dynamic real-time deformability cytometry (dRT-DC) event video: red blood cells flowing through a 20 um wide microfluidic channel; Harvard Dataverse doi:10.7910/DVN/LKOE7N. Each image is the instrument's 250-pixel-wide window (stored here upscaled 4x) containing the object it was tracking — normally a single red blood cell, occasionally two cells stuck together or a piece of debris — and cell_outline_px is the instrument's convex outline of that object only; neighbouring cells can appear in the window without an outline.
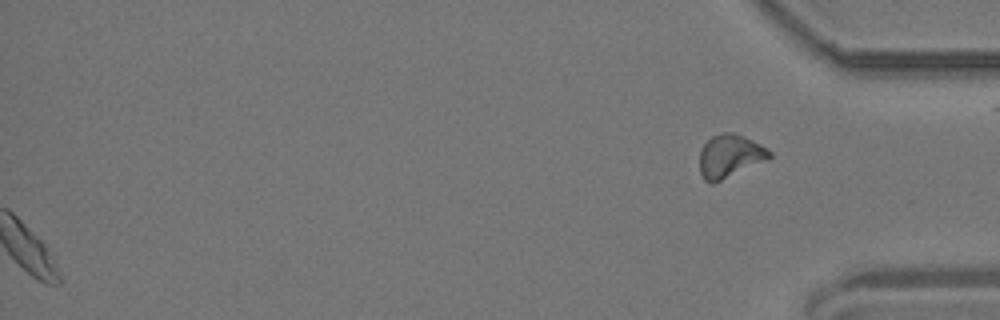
{"species": "common noctule bat (a hibernating species)", "species_latin": "Nyctalus noctula", "temperature_condition": "room temperature", "stored_images_in_passage": 53, "segment_of_instrument_passage": [2, 2], "camera_frame_rate_fps": 3000, "um_per_image_px": 0.085, "animal": {"sex": "male", "body_mass_g": 19.2, "forearm_length_mm": 51.8}, "frame": {"image": 1, "passage_image": 53, "time_ms": 17.333, "image_size_px": [1000, 320], "cell_outline_px": [[772, 156], [712, 184], [704, 180], [700, 172], [700, 148], [712, 136], [720, 132], [732, 132], [744, 136], [760, 144], [772, 152]], "centroid_in_image_um": [61.99, 13.23], "position_along_channel_um": 373.2, "area_um2": 17.17}}